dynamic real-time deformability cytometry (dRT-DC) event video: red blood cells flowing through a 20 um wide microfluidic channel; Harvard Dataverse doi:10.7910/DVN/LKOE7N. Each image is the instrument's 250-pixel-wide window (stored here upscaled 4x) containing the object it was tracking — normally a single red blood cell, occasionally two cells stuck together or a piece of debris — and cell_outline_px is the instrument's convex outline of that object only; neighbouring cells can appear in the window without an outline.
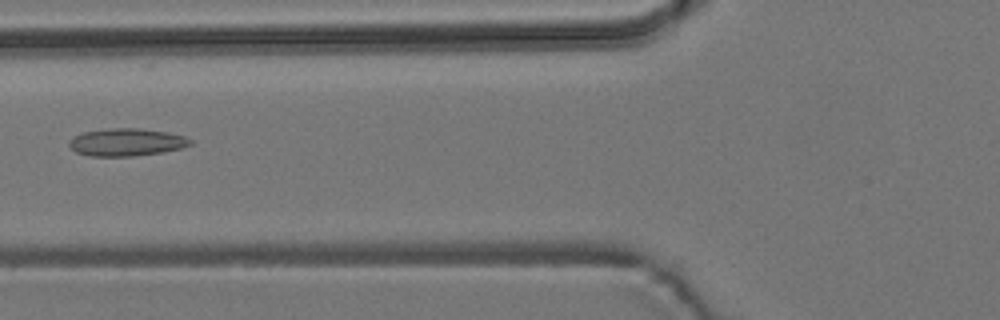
{"species": "common noctule bat (a hibernating species)", "species_latin": "Nyctalus noctula", "temperature_condition": "room temperature", "stored_images_in_passage": 3, "camera_frame_rate_fps": 3000, "um_per_image_px": 0.085, "animal": {"sex": "male", "body_mass_g": 19.2, "forearm_length_mm": 51.8}, "frame": {"image": 1, "passage_image": 2, "time_ms": 1.333, "image_size_px": [1000, 320], "cell_outline_px": [[192, 144], [180, 148], [164, 152], [132, 156], [88, 156], [76, 152], [68, 144], [68, 140], [72, 136], [84, 132], [112, 128], [136, 128], [168, 132], [184, 136], [192, 140]], "centroid_in_image_um": [10.73, 12.09], "position_along_channel_um": 115.1, "area_um2": 19.48}}
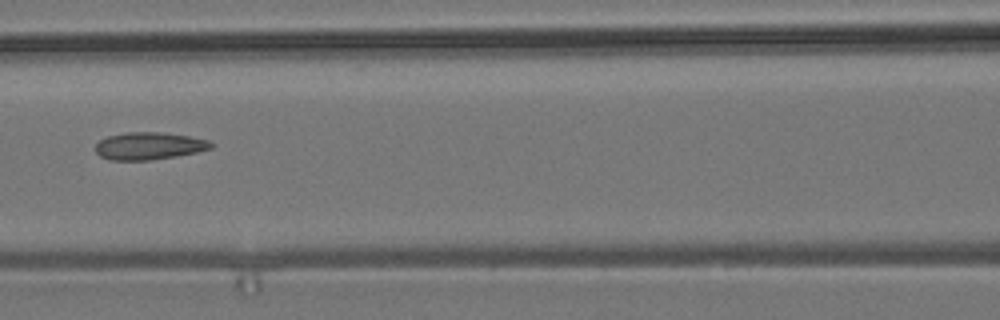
{"frame": {"image": 2, "passage_image": 3, "time_ms": 2.333, "image_size_px": [1000, 320], "cell_outline_px": [[216, 144], [212, 148], [196, 152], [176, 156], [148, 160], [108, 160], [100, 156], [96, 152], [96, 144], [100, 140], [108, 136], [124, 132], [160, 132], [188, 136], [208, 140]], "centroid_in_image_um": [12.67, 12.4], "position_along_channel_um": 153.9, "area_um2": 18.44}}